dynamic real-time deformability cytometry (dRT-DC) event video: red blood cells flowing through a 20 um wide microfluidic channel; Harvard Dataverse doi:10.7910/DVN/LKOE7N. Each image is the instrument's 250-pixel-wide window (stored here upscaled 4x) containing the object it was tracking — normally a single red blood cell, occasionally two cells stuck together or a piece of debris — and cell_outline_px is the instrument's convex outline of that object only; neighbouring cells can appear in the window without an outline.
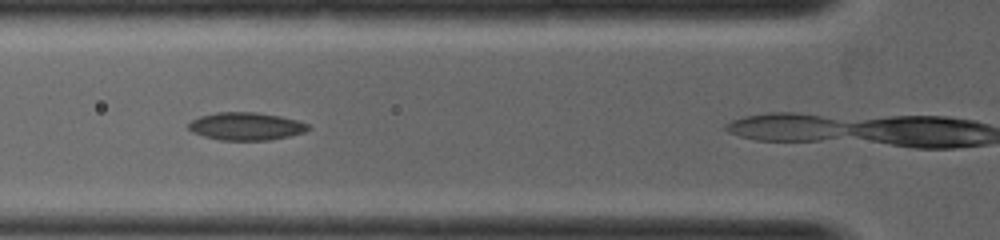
{"species": "common noctule bat (a hibernating species)", "species_latin": "Nyctalus noctula", "temperature_condition": "warm", "stored_images_in_passage": 7, "camera_frame_rate_fps": 5000, "um_per_image_px": 0.085, "animal": {"sex": "female", "body_mass_g": 19.0, "forearm_length_mm": 53.3}, "frame": {"image": 1, "passage_image": 5, "time_ms": 0.8, "image_size_px": [1000, 240], "cell_outline_px": [[312, 128], [304, 132], [288, 136], [268, 140], [220, 140], [204, 136], [192, 132], [188, 128], [188, 124], [192, 120], [200, 116], [216, 112], [256, 112], [280, 116], [296, 120], [308, 124]], "centroid_in_image_um": [20.9, 10.73], "position_along_channel_um": 104.9, "area_um2": 19.31}}